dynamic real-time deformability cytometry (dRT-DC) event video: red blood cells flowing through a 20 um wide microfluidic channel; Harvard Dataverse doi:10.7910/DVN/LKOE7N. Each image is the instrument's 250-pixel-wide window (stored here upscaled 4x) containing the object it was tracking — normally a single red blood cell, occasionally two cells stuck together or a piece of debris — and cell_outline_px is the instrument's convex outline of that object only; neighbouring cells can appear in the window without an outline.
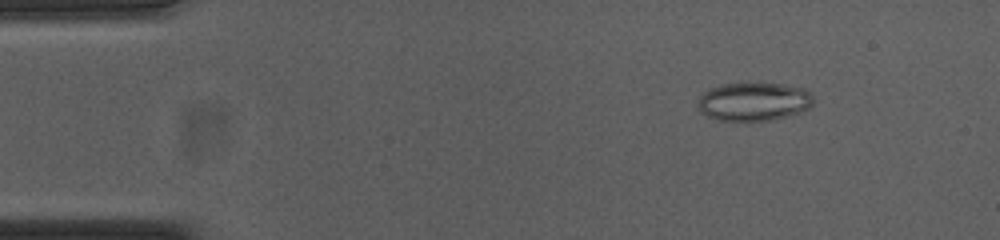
{"species": "common noctule bat (a hibernating species)", "species_latin": "Nyctalus noctula", "temperature_condition": "cold", "stored_images_in_passage": 55, "camera_frame_rate_fps": 3000, "um_per_image_px": 0.085, "animal": {"sex": "female", "body_mass_g": 23.0, "forearm_length_mm": 53.4}, "frame": {"image": 1, "passage_image": 7, "time_ms": 2.0, "image_size_px": [1000, 240], "cell_outline_px": [[812, 104], [808, 108], [800, 112], [768, 120], [720, 120], [708, 116], [700, 112], [696, 100], [708, 88], [724, 84], [784, 84], [804, 88], [812, 96]], "centroid_in_image_um": [64.03, 8.63], "position_along_channel_um": 21.0, "area_um2": 25.49}}
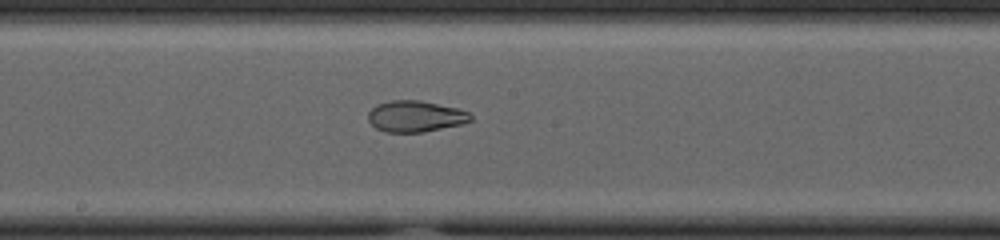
{"frame": {"image": 2, "passage_image": 29, "time_ms": 9.333, "image_size_px": [1000, 240], "cell_outline_px": [[472, 120], [460, 124], [424, 132], [384, 132], [376, 128], [368, 120], [368, 112], [376, 104], [392, 100], [420, 100], [456, 108], [468, 112], [472, 116]], "centroid_in_image_um": [35.28, 9.88], "position_along_channel_um": 212.9, "area_um2": 18.55}}
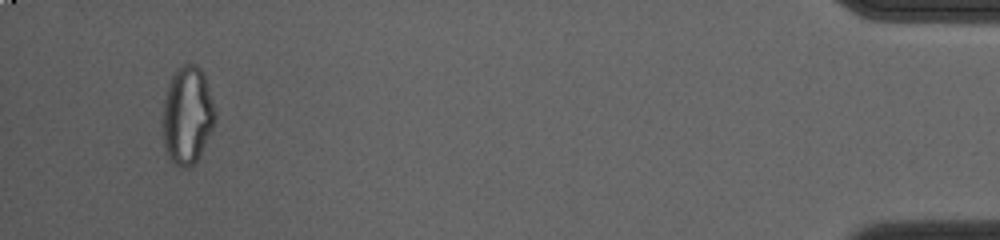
{"frame": {"image": 3, "passage_image": 52, "time_ms": 17.0, "image_size_px": [1000, 240], "cell_outline_px": [[216, 120], [196, 160], [192, 164], [184, 168], [180, 168], [168, 156], [164, 144], [164, 100], [168, 84], [172, 76], [180, 64], [196, 64], [200, 68], [204, 76], [216, 112]], "centroid_in_image_um": [15.92, 9.76], "position_along_channel_um": 419.3, "area_um2": 29.19}, "authors_computed_cell_mechanics": {"area_um2": 25.7788, "velocity_mm_per_s": 3.7132, "shape_relaxation_time_tau1_ms": null, "shape_relaxation_time_tau2_ms": 3.3104, "deformation_change_tau1": null, "deformation_change_tau2": 0.0761}}